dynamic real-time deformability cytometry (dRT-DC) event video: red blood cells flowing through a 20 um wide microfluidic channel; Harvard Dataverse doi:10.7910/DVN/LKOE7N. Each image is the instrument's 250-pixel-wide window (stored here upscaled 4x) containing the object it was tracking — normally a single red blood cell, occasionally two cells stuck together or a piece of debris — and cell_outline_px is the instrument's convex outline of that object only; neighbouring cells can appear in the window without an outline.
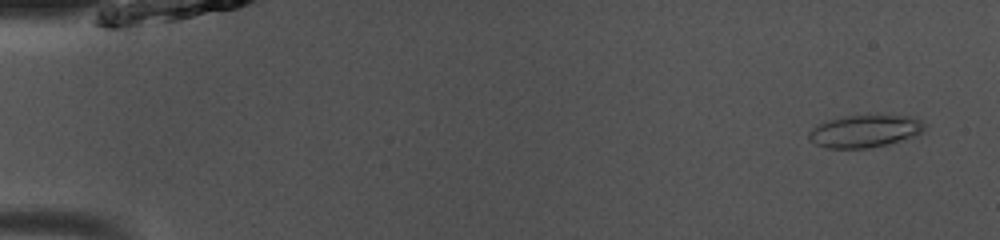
{"species": "common noctule bat (a hibernating species)", "species_latin": "Nyctalus noctula", "temperature_condition": "room temperature", "stored_images_in_passage": 49, "camera_frame_rate_fps": 3000, "um_per_image_px": 0.085, "animal": {"sex": "male", "body_mass_g": 13.0, "forearm_length_mm": 53.1}, "frame": {"image": 1, "passage_image": 3, "time_ms": 0.667, "image_size_px": [1000, 240], "cell_outline_px": [[928, 124], [924, 132], [884, 144], [868, 148], [828, 148], [816, 144], [808, 140], [808, 132], [812, 128], [828, 120], [848, 116], [876, 112], [912, 116]], "centroid_in_image_um": [73.55, 11.09], "position_along_channel_um": 11.4, "area_um2": 22.37}}
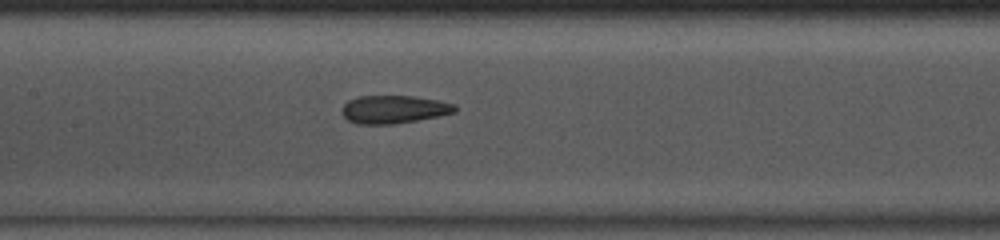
{"frame": {"image": 2, "passage_image": 24, "time_ms": 7.667, "image_size_px": [1000, 240], "cell_outline_px": [[456, 112], [416, 120], [392, 124], [356, 124], [348, 120], [344, 116], [344, 104], [348, 100], [360, 96], [412, 96], [436, 100], [456, 104]], "centroid_in_image_um": [33.48, 9.29], "position_along_channel_um": 173.9, "area_um2": 18.15}}
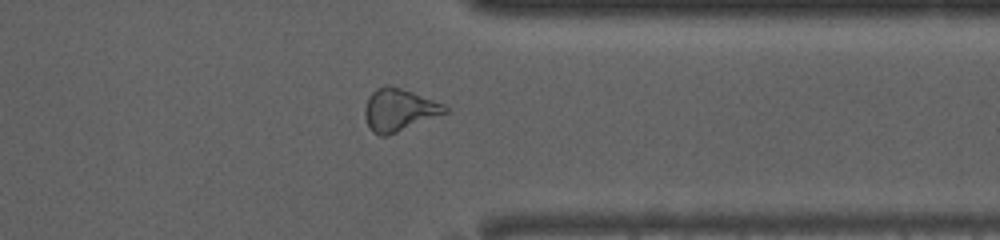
{"frame": {"image": 3, "passage_image": 39, "time_ms": 12.667, "image_size_px": [1000, 240], "cell_outline_px": [[448, 112], [388, 136], [380, 136], [372, 132], [364, 116], [364, 108], [368, 96], [376, 88], [388, 84], [412, 92], [444, 104], [448, 108]], "centroid_in_image_um": [33.89, 9.35], "position_along_channel_um": 377.5, "area_um2": 19.83}, "authors_computed_cell_mechanics": {"area_um2": 20.1722, "velocity_mm_per_s": 4.1171, "shape_relaxation_time_tau1_ms": null, "shape_relaxation_time_tau2_ms": 1.4496, "deformation_change_tau1": null, "deformation_change_tau2": 0.0883}}